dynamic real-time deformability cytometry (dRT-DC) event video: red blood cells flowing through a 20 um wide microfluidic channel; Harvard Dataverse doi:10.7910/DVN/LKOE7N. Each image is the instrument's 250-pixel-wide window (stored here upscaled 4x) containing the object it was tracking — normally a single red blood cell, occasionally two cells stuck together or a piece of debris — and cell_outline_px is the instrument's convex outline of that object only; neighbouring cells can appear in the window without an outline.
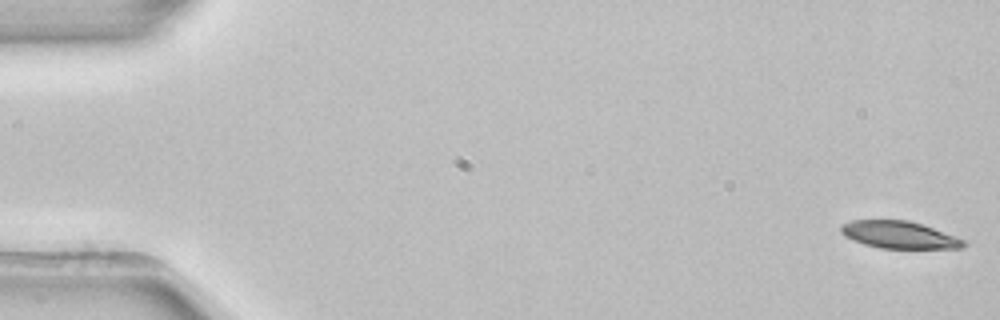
{"species": "common noctule bat (a hibernating species)", "species_latin": "Nyctalus noctula", "temperature_condition": "room temperature", "stored_images_in_passage": 53, "camera_frame_rate_fps": 3000, "um_per_image_px": 0.085, "animal": {"sex": "female", "body_mass_g": 22.7, "forearm_length_mm": 54.2}, "frame": {"image": 1, "passage_image": 1, "time_ms": 0.0, "image_size_px": [1000, 320], "cell_outline_px": [[968, 244], [964, 248], [880, 248], [864, 244], [852, 240], [844, 236], [840, 232], [840, 224], [852, 220], [908, 220], [956, 236], [964, 240]], "centroid_in_image_um": [76.4, 19.96], "position_along_channel_um": 8.6, "area_um2": 19.48}}
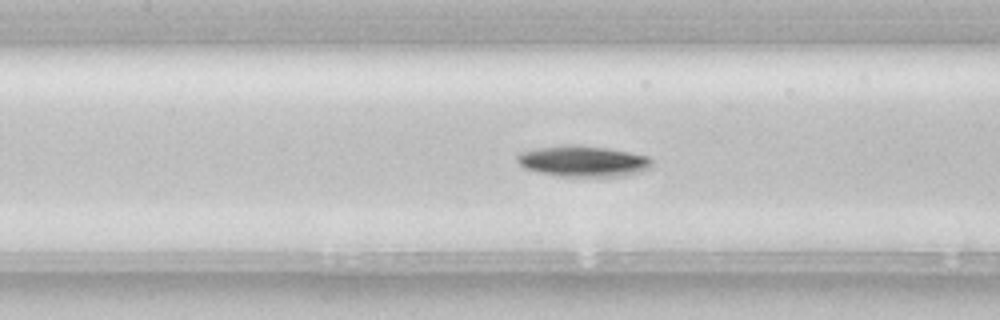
{"frame": {"image": 2, "passage_image": 24, "time_ms": 7.667, "image_size_px": [1000, 320], "cell_outline_px": [[652, 168], [644, 172], [628, 176], [560, 176], [536, 172], [524, 168], [516, 160], [516, 156], [520, 152], [540, 148], [608, 148], [648, 156], [652, 160]], "centroid_in_image_um": [49.65, 13.77], "position_along_channel_um": 157.8, "area_um2": 23.47}}
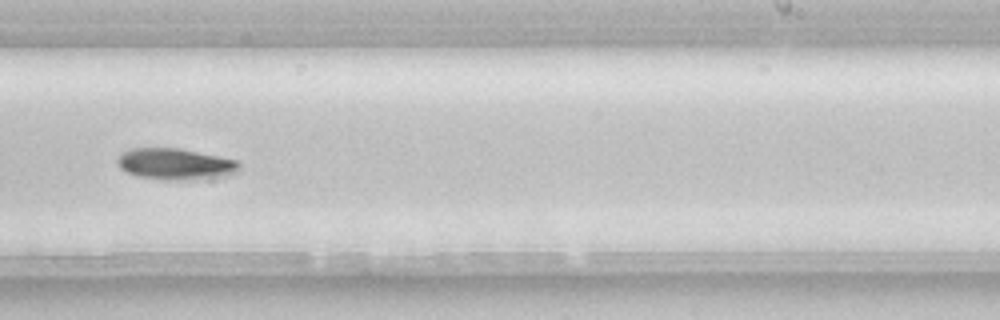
{"frame": {"image": 3, "passage_image": 33, "time_ms": 10.667, "image_size_px": [1000, 320], "cell_outline_px": [[240, 168], [236, 172], [224, 176], [192, 180], [164, 180], [140, 176], [124, 172], [116, 164], [116, 160], [124, 152], [132, 148], [180, 148], [220, 156], [236, 160], [240, 164]], "centroid_in_image_um": [14.9, 13.94], "position_along_channel_um": 274.1, "area_um2": 22.37}, "authors_computed_cell_mechanics": {"area_um2": 21.097, "velocity_mm_per_s": 3.8981, "shape_relaxation_time_tau1_ms": 3.5628, "shape_relaxation_time_tau2_ms": null, "deformation_change_tau1": 0.1414, "deformation_change_tau2": null}}